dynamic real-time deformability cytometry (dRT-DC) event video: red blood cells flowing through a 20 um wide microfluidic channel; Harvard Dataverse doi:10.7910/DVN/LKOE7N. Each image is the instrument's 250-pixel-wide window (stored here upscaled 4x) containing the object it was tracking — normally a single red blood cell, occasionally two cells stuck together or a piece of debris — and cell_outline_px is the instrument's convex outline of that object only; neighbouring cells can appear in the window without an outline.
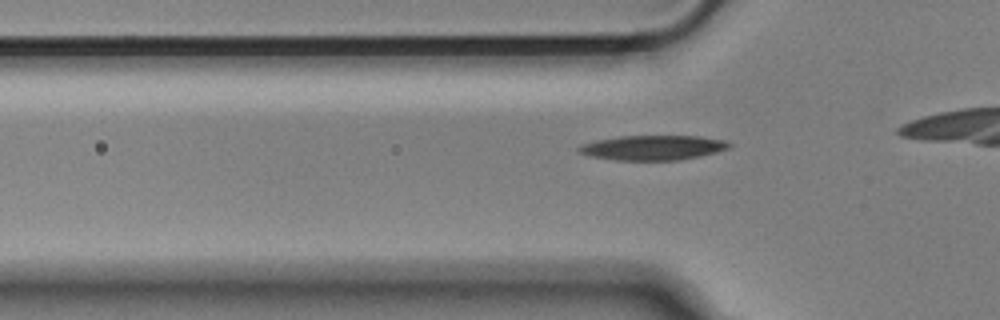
{"species": "Egyptian fruit bat (a non-hibernating species)", "species_latin": "Rousettus aegyptiacus", "temperature_condition": "cold", "stored_images_in_passage": 19, "camera_frame_rate_fps": 3000, "um_per_image_px": 0.085, "animal": {"sex": "male"}, "frame": {"image": 1, "passage_image": 9, "time_ms": 2.667, "image_size_px": [1000, 320], "cell_outline_px": [[732, 148], [700, 156], [680, 160], [616, 160], [592, 156], [576, 152], [576, 148], [580, 144], [596, 140], [620, 136], [700, 136], [724, 140], [732, 144]], "centroid_in_image_um": [55.49, 12.55], "position_along_channel_um": 70.3, "area_um2": 21.85}}
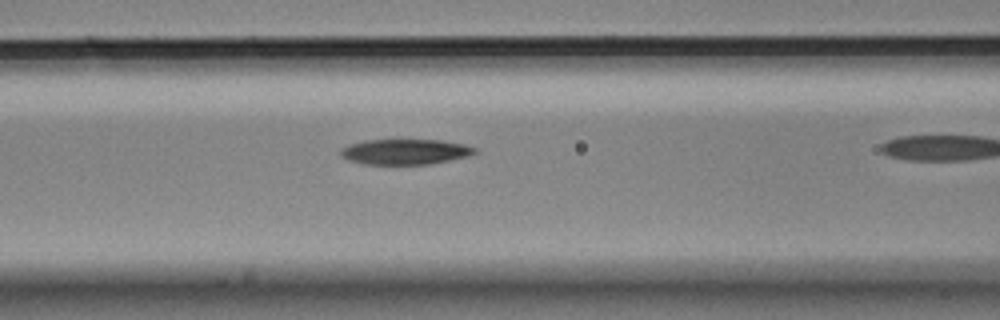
{"frame": {"image": 2, "passage_image": 14, "time_ms": 4.333, "image_size_px": [1000, 320], "cell_outline_px": [[476, 152], [468, 156], [432, 164], [364, 164], [348, 160], [340, 156], [340, 148], [364, 140], [440, 140], [464, 144], [476, 148]], "centroid_in_image_um": [34.42, 12.9], "position_along_channel_um": 132.2, "area_um2": 19.83}}